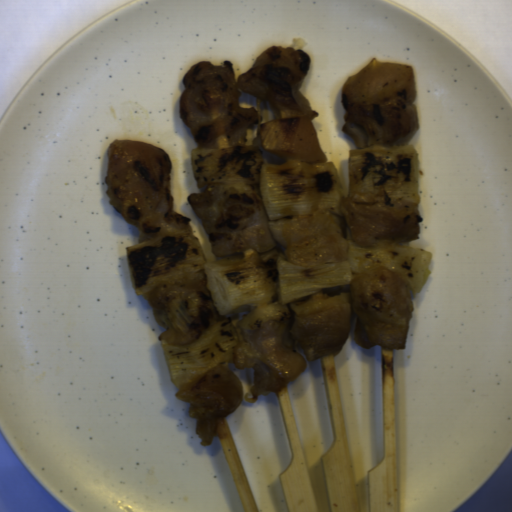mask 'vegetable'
<instances>
[{
    "mask_svg": "<svg viewBox=\"0 0 512 512\" xmlns=\"http://www.w3.org/2000/svg\"><path fill=\"white\" fill-rule=\"evenodd\" d=\"M239 341L231 317H222L192 344L168 345L162 340L160 345L169 375L180 388L231 359Z\"/></svg>",
    "mask_w": 512,
    "mask_h": 512,
    "instance_id": "vegetable-4",
    "label": "vegetable"
},
{
    "mask_svg": "<svg viewBox=\"0 0 512 512\" xmlns=\"http://www.w3.org/2000/svg\"><path fill=\"white\" fill-rule=\"evenodd\" d=\"M246 130L221 135L191 152L197 188L218 183L256 185L268 221L327 210L342 216V188L331 161L300 162L286 158L266 165L256 145L245 142Z\"/></svg>",
    "mask_w": 512,
    "mask_h": 512,
    "instance_id": "vegetable-2",
    "label": "vegetable"
},
{
    "mask_svg": "<svg viewBox=\"0 0 512 512\" xmlns=\"http://www.w3.org/2000/svg\"><path fill=\"white\" fill-rule=\"evenodd\" d=\"M346 235V261L299 266L287 261L281 245L264 253L249 248L207 262L201 241L188 232H177L127 247V266L136 295L163 280L204 271L206 288L219 315H234L273 302L290 304L349 285L378 266L399 273L409 289L424 290L431 276L432 252L386 239H379L376 247H364L356 243L350 228Z\"/></svg>",
    "mask_w": 512,
    "mask_h": 512,
    "instance_id": "vegetable-1",
    "label": "vegetable"
},
{
    "mask_svg": "<svg viewBox=\"0 0 512 512\" xmlns=\"http://www.w3.org/2000/svg\"><path fill=\"white\" fill-rule=\"evenodd\" d=\"M420 160L414 145H369L350 151L349 195L371 194L381 204L419 203Z\"/></svg>",
    "mask_w": 512,
    "mask_h": 512,
    "instance_id": "vegetable-3",
    "label": "vegetable"
}]
</instances>
